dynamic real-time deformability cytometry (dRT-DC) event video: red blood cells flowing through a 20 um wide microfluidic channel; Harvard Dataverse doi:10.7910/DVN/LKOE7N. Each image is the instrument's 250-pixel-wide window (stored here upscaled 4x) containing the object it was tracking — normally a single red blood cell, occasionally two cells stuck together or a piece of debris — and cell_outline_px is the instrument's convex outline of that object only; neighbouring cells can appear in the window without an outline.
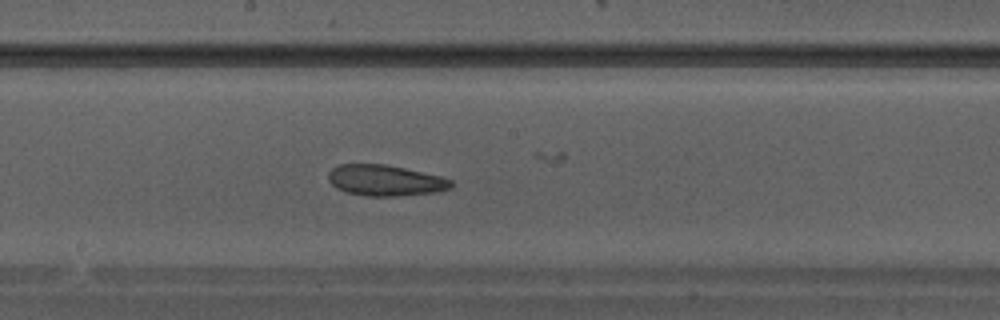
{"species": "Egyptian fruit bat (a non-hibernating species)", "species_latin": "Rousettus aegyptiacus", "temperature_condition": "warm", "stored_images_in_passage": 27, "camera_frame_rate_fps": 3000, "um_per_image_px": 0.085, "animal": {"sex": "male"}, "frame": {"image": 1, "passage_image": 15, "time_ms": 4.667, "image_size_px": [1000, 320], "cell_outline_px": [[456, 184], [452, 188], [436, 192], [396, 196], [364, 196], [344, 192], [336, 188], [328, 180], [328, 172], [332, 168], [340, 164], [384, 164], [404, 168], [440, 176], [452, 180]], "centroid_in_image_um": [32.74, 15.34], "position_along_channel_um": 215.5, "area_um2": 22.31}}